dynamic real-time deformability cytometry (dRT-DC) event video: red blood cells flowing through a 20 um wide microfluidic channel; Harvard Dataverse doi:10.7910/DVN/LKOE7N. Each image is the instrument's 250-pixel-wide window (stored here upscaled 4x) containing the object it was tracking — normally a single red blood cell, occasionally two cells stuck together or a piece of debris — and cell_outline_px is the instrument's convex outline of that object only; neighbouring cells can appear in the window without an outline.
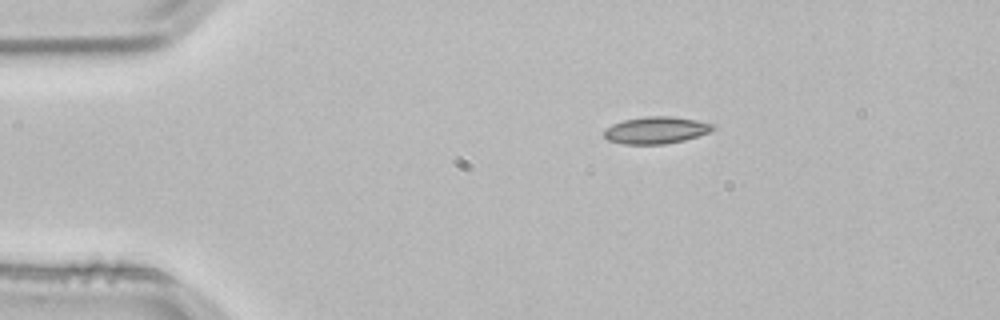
{"species": "common noctule bat (a hibernating species)", "species_latin": "Nyctalus noctula", "temperature_condition": "room temperature", "stored_images_in_passage": 2, "camera_frame_rate_fps": 3000, "um_per_image_px": 0.085, "animal": {"sex": "male", "body_mass_g": 21.5, "forearm_length_mm": 52.0}, "frame": {"image": 1, "passage_image": 1, "time_ms": 0.0, "image_size_px": [1000, 320], "cell_outline_px": [[716, 128], [708, 132], [684, 140], [664, 144], [624, 144], [608, 140], [604, 136], [604, 128], [612, 124], [624, 120], [644, 116], [672, 116], [696, 120], [712, 124]], "centroid_in_image_um": [55.72, 11.06], "position_along_channel_um": 29.3, "area_um2": 17.05}}